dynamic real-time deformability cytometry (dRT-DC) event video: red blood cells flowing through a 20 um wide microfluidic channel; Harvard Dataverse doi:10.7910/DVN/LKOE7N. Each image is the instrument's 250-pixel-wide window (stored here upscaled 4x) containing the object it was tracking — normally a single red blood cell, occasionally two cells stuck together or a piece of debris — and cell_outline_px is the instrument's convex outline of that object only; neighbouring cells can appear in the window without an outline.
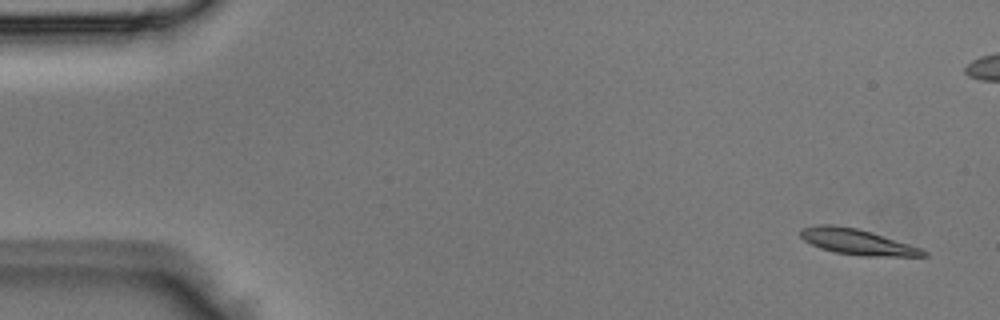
{"species": "Egyptian fruit bat (a non-hibernating species)", "species_latin": "Rousettus aegyptiacus", "temperature_condition": "room temperature", "stored_images_in_passage": 4, "camera_frame_rate_fps": 3000, "um_per_image_px": 0.085, "animal": {"sex": "male"}, "frame": {"image": 1, "passage_image": 1, "time_ms": 0.0, "image_size_px": [1000, 320], "cell_outline_px": [[928, 256], [860, 256], [836, 252], [820, 248], [804, 240], [800, 236], [800, 228], [820, 224], [832, 224], [860, 228], [920, 248], [928, 252]], "centroid_in_image_um": [72.83, 20.54], "position_along_channel_um": 12.2, "area_um2": 18.38}}